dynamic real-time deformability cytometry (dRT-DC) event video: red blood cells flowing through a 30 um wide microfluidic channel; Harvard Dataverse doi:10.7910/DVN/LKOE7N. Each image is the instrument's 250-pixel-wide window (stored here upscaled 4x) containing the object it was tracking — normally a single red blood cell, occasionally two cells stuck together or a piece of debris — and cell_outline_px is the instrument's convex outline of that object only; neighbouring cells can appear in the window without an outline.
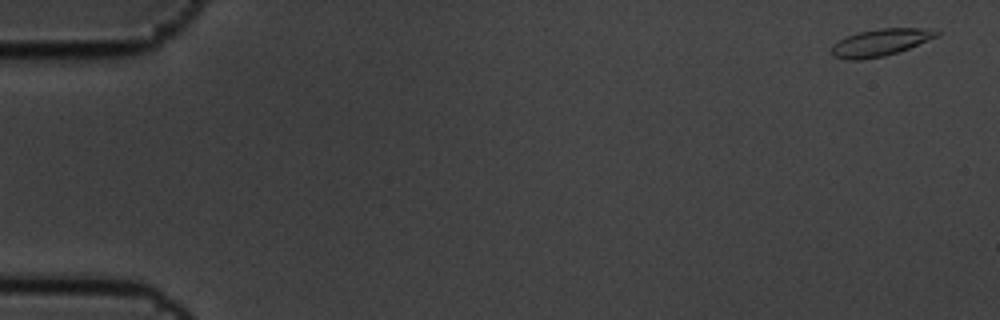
{"species": "common noctule bat (a hibernating species)", "species_latin": "Nyctalus noctula", "temperature_condition": "cold", "stored_images_in_passage": 6, "camera_frame_rate_fps": 3000, "um_per_image_px": 0.085, "animal": {"sex": "male", "body_mass_g": 19.5, "forearm_length_mm": 54.6}, "frame": {"image": 1, "passage_image": 1, "time_ms": 0.0, "image_size_px": [1000, 320], "cell_outline_px": [[940, 36], [908, 48], [884, 56], [860, 60], [848, 60], [832, 56], [832, 48], [840, 40], [856, 32], [880, 28], [924, 28], [940, 32]], "centroid_in_image_um": [74.85, 3.61], "position_along_channel_um": 10.1, "area_um2": 16.42}}
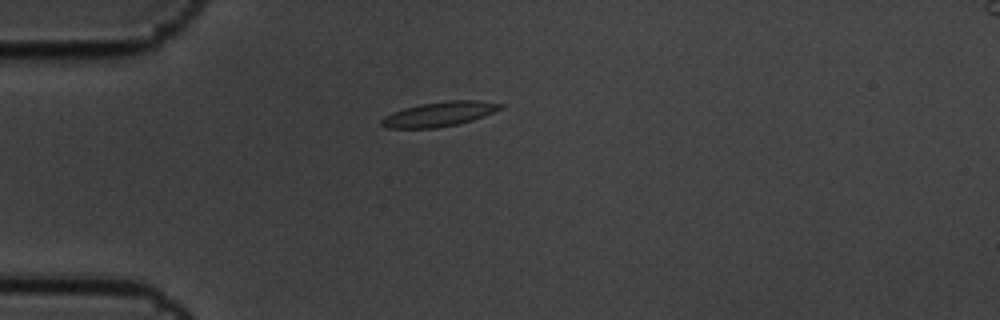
{"frame": {"image": 2, "passage_image": 5, "time_ms": 1.333, "image_size_px": [1000, 320], "cell_outline_px": [[504, 104], [500, 108], [484, 116], [472, 120], [456, 124], [436, 128], [388, 128], [380, 124], [380, 120], [384, 116], [392, 112], [404, 108], [420, 104], [448, 100], [480, 100]], "centroid_in_image_um": [37.3, 9.69], "position_along_channel_um": 47.7, "area_um2": 16.99}}